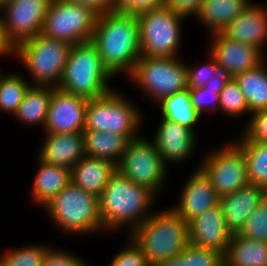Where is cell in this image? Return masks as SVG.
<instances>
[{
	"instance_id": "ba28073f",
	"label": "cell",
	"mask_w": 267,
	"mask_h": 266,
	"mask_svg": "<svg viewBox=\"0 0 267 266\" xmlns=\"http://www.w3.org/2000/svg\"><path fill=\"white\" fill-rule=\"evenodd\" d=\"M178 59L141 56L128 79L157 104L165 97L188 88L186 64Z\"/></svg>"
},
{
	"instance_id": "4316f807",
	"label": "cell",
	"mask_w": 267,
	"mask_h": 266,
	"mask_svg": "<svg viewBox=\"0 0 267 266\" xmlns=\"http://www.w3.org/2000/svg\"><path fill=\"white\" fill-rule=\"evenodd\" d=\"M234 78L245 96L250 114L267 110V61Z\"/></svg>"
},
{
	"instance_id": "f6af8a7d",
	"label": "cell",
	"mask_w": 267,
	"mask_h": 266,
	"mask_svg": "<svg viewBox=\"0 0 267 266\" xmlns=\"http://www.w3.org/2000/svg\"><path fill=\"white\" fill-rule=\"evenodd\" d=\"M155 266H187V246L180 255L163 260Z\"/></svg>"
},
{
	"instance_id": "7dc6e473",
	"label": "cell",
	"mask_w": 267,
	"mask_h": 266,
	"mask_svg": "<svg viewBox=\"0 0 267 266\" xmlns=\"http://www.w3.org/2000/svg\"><path fill=\"white\" fill-rule=\"evenodd\" d=\"M9 0H0V9L8 2Z\"/></svg>"
},
{
	"instance_id": "8fae6325",
	"label": "cell",
	"mask_w": 267,
	"mask_h": 266,
	"mask_svg": "<svg viewBox=\"0 0 267 266\" xmlns=\"http://www.w3.org/2000/svg\"><path fill=\"white\" fill-rule=\"evenodd\" d=\"M167 167L154 142L141 135L128 142L117 170L132 182L157 195L164 189Z\"/></svg>"
},
{
	"instance_id": "c3c4849f",
	"label": "cell",
	"mask_w": 267,
	"mask_h": 266,
	"mask_svg": "<svg viewBox=\"0 0 267 266\" xmlns=\"http://www.w3.org/2000/svg\"><path fill=\"white\" fill-rule=\"evenodd\" d=\"M222 266H230V265H228L225 261H223Z\"/></svg>"
},
{
	"instance_id": "603a6c76",
	"label": "cell",
	"mask_w": 267,
	"mask_h": 266,
	"mask_svg": "<svg viewBox=\"0 0 267 266\" xmlns=\"http://www.w3.org/2000/svg\"><path fill=\"white\" fill-rule=\"evenodd\" d=\"M37 160L39 169L34 175L30 194L33 201L43 208L71 182V170L48 164L39 157Z\"/></svg>"
},
{
	"instance_id": "e575fe53",
	"label": "cell",
	"mask_w": 267,
	"mask_h": 266,
	"mask_svg": "<svg viewBox=\"0 0 267 266\" xmlns=\"http://www.w3.org/2000/svg\"><path fill=\"white\" fill-rule=\"evenodd\" d=\"M244 126L243 133L233 141H257L267 143V110L255 112L250 115Z\"/></svg>"
},
{
	"instance_id": "d6986e66",
	"label": "cell",
	"mask_w": 267,
	"mask_h": 266,
	"mask_svg": "<svg viewBox=\"0 0 267 266\" xmlns=\"http://www.w3.org/2000/svg\"><path fill=\"white\" fill-rule=\"evenodd\" d=\"M188 226L190 243L226 253L232 232L225 224L219 204L195 217Z\"/></svg>"
},
{
	"instance_id": "f1b7e54d",
	"label": "cell",
	"mask_w": 267,
	"mask_h": 266,
	"mask_svg": "<svg viewBox=\"0 0 267 266\" xmlns=\"http://www.w3.org/2000/svg\"><path fill=\"white\" fill-rule=\"evenodd\" d=\"M157 105L161 109L160 117L186 126L196 133L195 126L202 116L191 103L189 88L165 97Z\"/></svg>"
},
{
	"instance_id": "484cf974",
	"label": "cell",
	"mask_w": 267,
	"mask_h": 266,
	"mask_svg": "<svg viewBox=\"0 0 267 266\" xmlns=\"http://www.w3.org/2000/svg\"><path fill=\"white\" fill-rule=\"evenodd\" d=\"M224 261L230 266H267V242L233 233Z\"/></svg>"
},
{
	"instance_id": "5b68a950",
	"label": "cell",
	"mask_w": 267,
	"mask_h": 266,
	"mask_svg": "<svg viewBox=\"0 0 267 266\" xmlns=\"http://www.w3.org/2000/svg\"><path fill=\"white\" fill-rule=\"evenodd\" d=\"M111 78L90 40L72 45L58 88L88 100L97 99L114 89L108 84Z\"/></svg>"
},
{
	"instance_id": "52a82bcc",
	"label": "cell",
	"mask_w": 267,
	"mask_h": 266,
	"mask_svg": "<svg viewBox=\"0 0 267 266\" xmlns=\"http://www.w3.org/2000/svg\"><path fill=\"white\" fill-rule=\"evenodd\" d=\"M141 117L134 102L113 89L100 98L88 100L84 130L121 134L133 140L142 135Z\"/></svg>"
},
{
	"instance_id": "d590c367",
	"label": "cell",
	"mask_w": 267,
	"mask_h": 266,
	"mask_svg": "<svg viewBox=\"0 0 267 266\" xmlns=\"http://www.w3.org/2000/svg\"><path fill=\"white\" fill-rule=\"evenodd\" d=\"M224 254L217 250L187 245V266H222Z\"/></svg>"
},
{
	"instance_id": "8d00e7d4",
	"label": "cell",
	"mask_w": 267,
	"mask_h": 266,
	"mask_svg": "<svg viewBox=\"0 0 267 266\" xmlns=\"http://www.w3.org/2000/svg\"><path fill=\"white\" fill-rule=\"evenodd\" d=\"M190 100L194 109L202 116L204 112L219 110V93L204 86L189 88Z\"/></svg>"
},
{
	"instance_id": "60d3db41",
	"label": "cell",
	"mask_w": 267,
	"mask_h": 266,
	"mask_svg": "<svg viewBox=\"0 0 267 266\" xmlns=\"http://www.w3.org/2000/svg\"><path fill=\"white\" fill-rule=\"evenodd\" d=\"M161 5L160 0H114V12L138 15Z\"/></svg>"
},
{
	"instance_id": "1f68e13d",
	"label": "cell",
	"mask_w": 267,
	"mask_h": 266,
	"mask_svg": "<svg viewBox=\"0 0 267 266\" xmlns=\"http://www.w3.org/2000/svg\"><path fill=\"white\" fill-rule=\"evenodd\" d=\"M49 247L38 243L10 249L1 255L0 266H42Z\"/></svg>"
},
{
	"instance_id": "f35d334b",
	"label": "cell",
	"mask_w": 267,
	"mask_h": 266,
	"mask_svg": "<svg viewBox=\"0 0 267 266\" xmlns=\"http://www.w3.org/2000/svg\"><path fill=\"white\" fill-rule=\"evenodd\" d=\"M125 248L118 251L109 266H152L142 250L128 237Z\"/></svg>"
},
{
	"instance_id": "b9f144b4",
	"label": "cell",
	"mask_w": 267,
	"mask_h": 266,
	"mask_svg": "<svg viewBox=\"0 0 267 266\" xmlns=\"http://www.w3.org/2000/svg\"><path fill=\"white\" fill-rule=\"evenodd\" d=\"M203 0H164L162 4L185 18L196 16Z\"/></svg>"
},
{
	"instance_id": "9a60e30c",
	"label": "cell",
	"mask_w": 267,
	"mask_h": 266,
	"mask_svg": "<svg viewBox=\"0 0 267 266\" xmlns=\"http://www.w3.org/2000/svg\"><path fill=\"white\" fill-rule=\"evenodd\" d=\"M211 43L208 52L219 66L224 67L234 78L247 70L254 69L266 56L256 47L234 41L221 32L209 34ZM211 45V46H210Z\"/></svg>"
},
{
	"instance_id": "4dcf8cb0",
	"label": "cell",
	"mask_w": 267,
	"mask_h": 266,
	"mask_svg": "<svg viewBox=\"0 0 267 266\" xmlns=\"http://www.w3.org/2000/svg\"><path fill=\"white\" fill-rule=\"evenodd\" d=\"M18 72L3 74L0 71V112L14 114L17 112L30 82Z\"/></svg>"
},
{
	"instance_id": "7bdbcfd3",
	"label": "cell",
	"mask_w": 267,
	"mask_h": 266,
	"mask_svg": "<svg viewBox=\"0 0 267 266\" xmlns=\"http://www.w3.org/2000/svg\"><path fill=\"white\" fill-rule=\"evenodd\" d=\"M232 75L222 66H218L213 78L204 86L206 89H212L214 92L220 93L228 81L232 79Z\"/></svg>"
},
{
	"instance_id": "ac0fdd59",
	"label": "cell",
	"mask_w": 267,
	"mask_h": 266,
	"mask_svg": "<svg viewBox=\"0 0 267 266\" xmlns=\"http://www.w3.org/2000/svg\"><path fill=\"white\" fill-rule=\"evenodd\" d=\"M221 33L231 40L267 51V7L264 3H250Z\"/></svg>"
},
{
	"instance_id": "7c38bea8",
	"label": "cell",
	"mask_w": 267,
	"mask_h": 266,
	"mask_svg": "<svg viewBox=\"0 0 267 266\" xmlns=\"http://www.w3.org/2000/svg\"><path fill=\"white\" fill-rule=\"evenodd\" d=\"M201 160L199 166L210 177L219 198L249 183L245 155L234 141L210 149Z\"/></svg>"
},
{
	"instance_id": "5bb4252c",
	"label": "cell",
	"mask_w": 267,
	"mask_h": 266,
	"mask_svg": "<svg viewBox=\"0 0 267 266\" xmlns=\"http://www.w3.org/2000/svg\"><path fill=\"white\" fill-rule=\"evenodd\" d=\"M88 99L52 87L45 133L83 132Z\"/></svg>"
},
{
	"instance_id": "ffe728a7",
	"label": "cell",
	"mask_w": 267,
	"mask_h": 266,
	"mask_svg": "<svg viewBox=\"0 0 267 266\" xmlns=\"http://www.w3.org/2000/svg\"><path fill=\"white\" fill-rule=\"evenodd\" d=\"M266 198V189L248 183L232 194L219 198V206L224 216L227 228L238 233L244 226L247 218Z\"/></svg>"
},
{
	"instance_id": "8992f818",
	"label": "cell",
	"mask_w": 267,
	"mask_h": 266,
	"mask_svg": "<svg viewBox=\"0 0 267 266\" xmlns=\"http://www.w3.org/2000/svg\"><path fill=\"white\" fill-rule=\"evenodd\" d=\"M72 45L39 34L18 44L11 57L21 62L32 78L31 85L58 87Z\"/></svg>"
},
{
	"instance_id": "2e32d148",
	"label": "cell",
	"mask_w": 267,
	"mask_h": 266,
	"mask_svg": "<svg viewBox=\"0 0 267 266\" xmlns=\"http://www.w3.org/2000/svg\"><path fill=\"white\" fill-rule=\"evenodd\" d=\"M160 122L155 131L153 142L162 157V161L167 164L185 162L191 158L195 152L197 136L192 129L180 125L176 122L159 118Z\"/></svg>"
},
{
	"instance_id": "7a4b0ae2",
	"label": "cell",
	"mask_w": 267,
	"mask_h": 266,
	"mask_svg": "<svg viewBox=\"0 0 267 266\" xmlns=\"http://www.w3.org/2000/svg\"><path fill=\"white\" fill-rule=\"evenodd\" d=\"M157 196L117 170L99 197L104 231H112L124 225L123 228L126 226L131 232L153 214L150 208Z\"/></svg>"
},
{
	"instance_id": "cb8c5ba5",
	"label": "cell",
	"mask_w": 267,
	"mask_h": 266,
	"mask_svg": "<svg viewBox=\"0 0 267 266\" xmlns=\"http://www.w3.org/2000/svg\"><path fill=\"white\" fill-rule=\"evenodd\" d=\"M250 3L252 0H203L195 17L209 34L221 32Z\"/></svg>"
},
{
	"instance_id": "d4e9b609",
	"label": "cell",
	"mask_w": 267,
	"mask_h": 266,
	"mask_svg": "<svg viewBox=\"0 0 267 266\" xmlns=\"http://www.w3.org/2000/svg\"><path fill=\"white\" fill-rule=\"evenodd\" d=\"M83 134L87 157L107 160L117 166L130 141L124 135L103 131L84 130Z\"/></svg>"
},
{
	"instance_id": "6da1fadb",
	"label": "cell",
	"mask_w": 267,
	"mask_h": 266,
	"mask_svg": "<svg viewBox=\"0 0 267 266\" xmlns=\"http://www.w3.org/2000/svg\"><path fill=\"white\" fill-rule=\"evenodd\" d=\"M91 41L113 77L121 73L127 78L131 75L141 57L136 15L114 11L99 13Z\"/></svg>"
},
{
	"instance_id": "4fadbf2b",
	"label": "cell",
	"mask_w": 267,
	"mask_h": 266,
	"mask_svg": "<svg viewBox=\"0 0 267 266\" xmlns=\"http://www.w3.org/2000/svg\"><path fill=\"white\" fill-rule=\"evenodd\" d=\"M50 2L9 0L0 9L2 33L12 50L21 42L41 34Z\"/></svg>"
},
{
	"instance_id": "ab89813d",
	"label": "cell",
	"mask_w": 267,
	"mask_h": 266,
	"mask_svg": "<svg viewBox=\"0 0 267 266\" xmlns=\"http://www.w3.org/2000/svg\"><path fill=\"white\" fill-rule=\"evenodd\" d=\"M42 266H88L80 256L64 251L63 249L49 247L44 256Z\"/></svg>"
},
{
	"instance_id": "277c9868",
	"label": "cell",
	"mask_w": 267,
	"mask_h": 266,
	"mask_svg": "<svg viewBox=\"0 0 267 266\" xmlns=\"http://www.w3.org/2000/svg\"><path fill=\"white\" fill-rule=\"evenodd\" d=\"M43 209L63 234L81 236L104 231L99 197L83 190L72 181Z\"/></svg>"
},
{
	"instance_id": "bcb514c9",
	"label": "cell",
	"mask_w": 267,
	"mask_h": 266,
	"mask_svg": "<svg viewBox=\"0 0 267 266\" xmlns=\"http://www.w3.org/2000/svg\"><path fill=\"white\" fill-rule=\"evenodd\" d=\"M12 55V49L7 45L1 27V15H0V57H10Z\"/></svg>"
},
{
	"instance_id": "836d02e7",
	"label": "cell",
	"mask_w": 267,
	"mask_h": 266,
	"mask_svg": "<svg viewBox=\"0 0 267 266\" xmlns=\"http://www.w3.org/2000/svg\"><path fill=\"white\" fill-rule=\"evenodd\" d=\"M238 234L247 239L267 242V198L247 218Z\"/></svg>"
},
{
	"instance_id": "7402d4cb",
	"label": "cell",
	"mask_w": 267,
	"mask_h": 266,
	"mask_svg": "<svg viewBox=\"0 0 267 266\" xmlns=\"http://www.w3.org/2000/svg\"><path fill=\"white\" fill-rule=\"evenodd\" d=\"M116 172V164L85 156L71 169V181L83 190L100 197Z\"/></svg>"
},
{
	"instance_id": "9c48e42d",
	"label": "cell",
	"mask_w": 267,
	"mask_h": 266,
	"mask_svg": "<svg viewBox=\"0 0 267 266\" xmlns=\"http://www.w3.org/2000/svg\"><path fill=\"white\" fill-rule=\"evenodd\" d=\"M139 23L141 56L179 57L182 21L185 17L163 4L136 15Z\"/></svg>"
},
{
	"instance_id": "44dd1931",
	"label": "cell",
	"mask_w": 267,
	"mask_h": 266,
	"mask_svg": "<svg viewBox=\"0 0 267 266\" xmlns=\"http://www.w3.org/2000/svg\"><path fill=\"white\" fill-rule=\"evenodd\" d=\"M44 134L46 137L37 156L42 161L71 170L86 156L83 132Z\"/></svg>"
},
{
	"instance_id": "83f0119b",
	"label": "cell",
	"mask_w": 267,
	"mask_h": 266,
	"mask_svg": "<svg viewBox=\"0 0 267 266\" xmlns=\"http://www.w3.org/2000/svg\"><path fill=\"white\" fill-rule=\"evenodd\" d=\"M51 96L52 87L31 85L26 91L14 117L25 125H39L43 130L48 116Z\"/></svg>"
},
{
	"instance_id": "d6a6232c",
	"label": "cell",
	"mask_w": 267,
	"mask_h": 266,
	"mask_svg": "<svg viewBox=\"0 0 267 266\" xmlns=\"http://www.w3.org/2000/svg\"><path fill=\"white\" fill-rule=\"evenodd\" d=\"M219 111L228 117L250 114L248 103L235 78L228 81L219 93Z\"/></svg>"
},
{
	"instance_id": "3957f363",
	"label": "cell",
	"mask_w": 267,
	"mask_h": 266,
	"mask_svg": "<svg viewBox=\"0 0 267 266\" xmlns=\"http://www.w3.org/2000/svg\"><path fill=\"white\" fill-rule=\"evenodd\" d=\"M127 236L142 250L152 266L180 255L190 243L188 223L171 207L154 211Z\"/></svg>"
},
{
	"instance_id": "e0dca14e",
	"label": "cell",
	"mask_w": 267,
	"mask_h": 266,
	"mask_svg": "<svg viewBox=\"0 0 267 266\" xmlns=\"http://www.w3.org/2000/svg\"><path fill=\"white\" fill-rule=\"evenodd\" d=\"M188 178L178 204L171 207L186 223L219 204L211 179L200 166Z\"/></svg>"
},
{
	"instance_id": "f546056e",
	"label": "cell",
	"mask_w": 267,
	"mask_h": 266,
	"mask_svg": "<svg viewBox=\"0 0 267 266\" xmlns=\"http://www.w3.org/2000/svg\"><path fill=\"white\" fill-rule=\"evenodd\" d=\"M245 155L249 183L267 189V143L234 141Z\"/></svg>"
},
{
	"instance_id": "74e56055",
	"label": "cell",
	"mask_w": 267,
	"mask_h": 266,
	"mask_svg": "<svg viewBox=\"0 0 267 266\" xmlns=\"http://www.w3.org/2000/svg\"><path fill=\"white\" fill-rule=\"evenodd\" d=\"M207 54V63L205 62V64L199 65V67L186 65L188 88L205 86L215 75L219 65L209 52Z\"/></svg>"
},
{
	"instance_id": "30bf717a",
	"label": "cell",
	"mask_w": 267,
	"mask_h": 266,
	"mask_svg": "<svg viewBox=\"0 0 267 266\" xmlns=\"http://www.w3.org/2000/svg\"><path fill=\"white\" fill-rule=\"evenodd\" d=\"M98 12L69 0H51L41 34L70 45L92 40Z\"/></svg>"
},
{
	"instance_id": "ee69618b",
	"label": "cell",
	"mask_w": 267,
	"mask_h": 266,
	"mask_svg": "<svg viewBox=\"0 0 267 266\" xmlns=\"http://www.w3.org/2000/svg\"><path fill=\"white\" fill-rule=\"evenodd\" d=\"M95 9L98 13L114 11V0H69Z\"/></svg>"
}]
</instances>
